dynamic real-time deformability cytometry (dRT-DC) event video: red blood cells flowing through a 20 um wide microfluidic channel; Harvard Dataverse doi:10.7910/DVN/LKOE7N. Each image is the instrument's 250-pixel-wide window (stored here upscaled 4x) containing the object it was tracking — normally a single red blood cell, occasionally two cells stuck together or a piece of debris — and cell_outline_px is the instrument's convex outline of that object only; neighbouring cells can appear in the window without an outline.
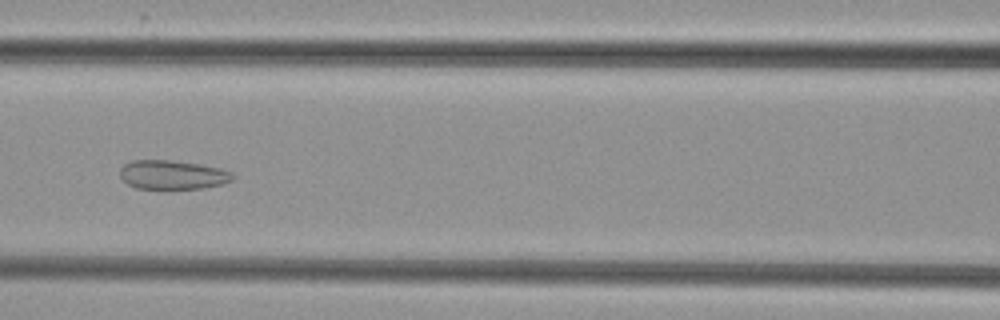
{"species": "common noctule bat (a hibernating species)", "species_latin": "Nyctalus noctula", "temperature_condition": "cold", "stored_images_in_passage": 7, "camera_frame_rate_fps": 3000, "um_per_image_px": 0.085, "animal": {"sex": "female", "body_mass_g": 29.2, "forearm_length_mm": 56.3}, "frame": {"image": 1, "passage_image": 6, "time_ms": 6.0, "image_size_px": [1000, 320], "cell_outline_px": [[236, 176], [232, 180], [224, 184], [204, 188], [136, 188], [128, 184], [120, 176], [120, 168], [124, 164], [132, 160], [168, 160], [200, 164], [220, 168], [232, 172]], "centroid_in_image_um": [14.7, 14.85], "position_along_channel_um": 151.9, "area_um2": 19.07}}
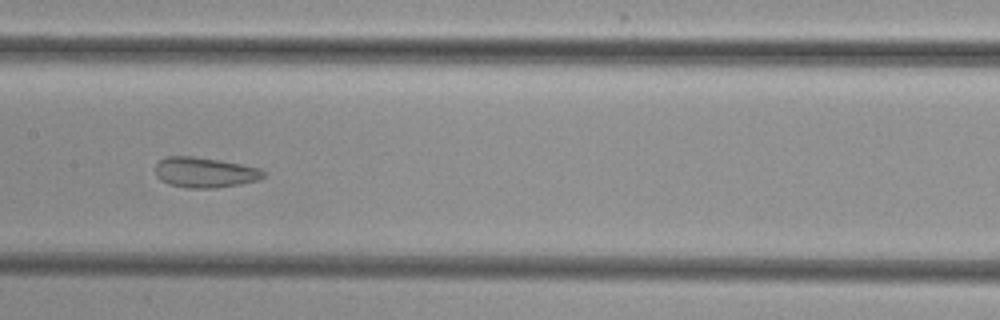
{"frame": {"image": 2, "passage_image": 7, "time_ms": 7.0, "image_size_px": [1000, 320], "cell_outline_px": [[268, 172], [260, 180], [240, 184], [212, 188], [184, 188], [168, 184], [160, 180], [156, 176], [156, 164], [160, 160], [168, 156], [192, 156], [220, 160], [260, 168]], "centroid_in_image_um": [17.42, 14.66], "position_along_channel_um": 190.0, "area_um2": 19.25}}